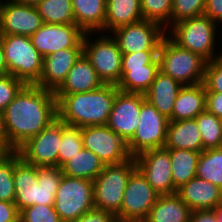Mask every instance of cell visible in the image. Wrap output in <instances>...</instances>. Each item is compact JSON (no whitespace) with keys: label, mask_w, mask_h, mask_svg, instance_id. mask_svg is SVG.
<instances>
[{"label":"cell","mask_w":222,"mask_h":222,"mask_svg":"<svg viewBox=\"0 0 222 222\" xmlns=\"http://www.w3.org/2000/svg\"><path fill=\"white\" fill-rule=\"evenodd\" d=\"M19 222H62L54 206L33 205L20 212Z\"/></svg>","instance_id":"74e56055"},{"label":"cell","mask_w":222,"mask_h":222,"mask_svg":"<svg viewBox=\"0 0 222 222\" xmlns=\"http://www.w3.org/2000/svg\"><path fill=\"white\" fill-rule=\"evenodd\" d=\"M205 110L222 118V93L206 92Z\"/></svg>","instance_id":"7bdbcfd3"},{"label":"cell","mask_w":222,"mask_h":222,"mask_svg":"<svg viewBox=\"0 0 222 222\" xmlns=\"http://www.w3.org/2000/svg\"><path fill=\"white\" fill-rule=\"evenodd\" d=\"M136 168L134 157L119 164L105 165L93 180L95 208L117 216L121 210L128 179Z\"/></svg>","instance_id":"52a82bcc"},{"label":"cell","mask_w":222,"mask_h":222,"mask_svg":"<svg viewBox=\"0 0 222 222\" xmlns=\"http://www.w3.org/2000/svg\"><path fill=\"white\" fill-rule=\"evenodd\" d=\"M159 71L158 57L151 64L143 67L121 68V80L117 88L127 93L145 94Z\"/></svg>","instance_id":"83f0119b"},{"label":"cell","mask_w":222,"mask_h":222,"mask_svg":"<svg viewBox=\"0 0 222 222\" xmlns=\"http://www.w3.org/2000/svg\"><path fill=\"white\" fill-rule=\"evenodd\" d=\"M9 144L16 150L57 119L54 91L25 85L3 111Z\"/></svg>","instance_id":"6da1fadb"},{"label":"cell","mask_w":222,"mask_h":222,"mask_svg":"<svg viewBox=\"0 0 222 222\" xmlns=\"http://www.w3.org/2000/svg\"><path fill=\"white\" fill-rule=\"evenodd\" d=\"M134 158L137 168L159 195L177 193L172 181L169 149L146 150Z\"/></svg>","instance_id":"2e32d148"},{"label":"cell","mask_w":222,"mask_h":222,"mask_svg":"<svg viewBox=\"0 0 222 222\" xmlns=\"http://www.w3.org/2000/svg\"><path fill=\"white\" fill-rule=\"evenodd\" d=\"M91 34L85 33L83 39V54L90 61L97 76L103 84L117 85L121 80L122 52L117 42L107 33L97 36L94 41ZM90 35V36H89ZM92 39V40H90Z\"/></svg>","instance_id":"9c48e42d"},{"label":"cell","mask_w":222,"mask_h":222,"mask_svg":"<svg viewBox=\"0 0 222 222\" xmlns=\"http://www.w3.org/2000/svg\"><path fill=\"white\" fill-rule=\"evenodd\" d=\"M141 20L140 0H106L105 34Z\"/></svg>","instance_id":"4316f807"},{"label":"cell","mask_w":222,"mask_h":222,"mask_svg":"<svg viewBox=\"0 0 222 222\" xmlns=\"http://www.w3.org/2000/svg\"><path fill=\"white\" fill-rule=\"evenodd\" d=\"M72 222H118L114 214L93 208Z\"/></svg>","instance_id":"b9f144b4"},{"label":"cell","mask_w":222,"mask_h":222,"mask_svg":"<svg viewBox=\"0 0 222 222\" xmlns=\"http://www.w3.org/2000/svg\"><path fill=\"white\" fill-rule=\"evenodd\" d=\"M36 8L43 23L75 24L72 0H43Z\"/></svg>","instance_id":"1f68e13d"},{"label":"cell","mask_w":222,"mask_h":222,"mask_svg":"<svg viewBox=\"0 0 222 222\" xmlns=\"http://www.w3.org/2000/svg\"><path fill=\"white\" fill-rule=\"evenodd\" d=\"M20 213L14 203L0 201V222H19Z\"/></svg>","instance_id":"ee69618b"},{"label":"cell","mask_w":222,"mask_h":222,"mask_svg":"<svg viewBox=\"0 0 222 222\" xmlns=\"http://www.w3.org/2000/svg\"><path fill=\"white\" fill-rule=\"evenodd\" d=\"M159 196L136 168L128 179L117 221L143 222Z\"/></svg>","instance_id":"8fae6325"},{"label":"cell","mask_w":222,"mask_h":222,"mask_svg":"<svg viewBox=\"0 0 222 222\" xmlns=\"http://www.w3.org/2000/svg\"><path fill=\"white\" fill-rule=\"evenodd\" d=\"M196 177L209 181L222 190V147L200 152Z\"/></svg>","instance_id":"4dcf8cb0"},{"label":"cell","mask_w":222,"mask_h":222,"mask_svg":"<svg viewBox=\"0 0 222 222\" xmlns=\"http://www.w3.org/2000/svg\"><path fill=\"white\" fill-rule=\"evenodd\" d=\"M105 165L93 152L82 148L72 159L60 168L65 176L83 178L93 181L104 169Z\"/></svg>","instance_id":"f1b7e54d"},{"label":"cell","mask_w":222,"mask_h":222,"mask_svg":"<svg viewBox=\"0 0 222 222\" xmlns=\"http://www.w3.org/2000/svg\"><path fill=\"white\" fill-rule=\"evenodd\" d=\"M218 25L209 17L201 15L176 22L167 29L170 31H166V34L179 47L210 61L222 57V52H215L217 51L215 44L218 43L216 32Z\"/></svg>","instance_id":"277c9868"},{"label":"cell","mask_w":222,"mask_h":222,"mask_svg":"<svg viewBox=\"0 0 222 222\" xmlns=\"http://www.w3.org/2000/svg\"><path fill=\"white\" fill-rule=\"evenodd\" d=\"M169 119L145 100L141 105L138 128L127 143L132 157L150 150L164 148Z\"/></svg>","instance_id":"30bf717a"},{"label":"cell","mask_w":222,"mask_h":222,"mask_svg":"<svg viewBox=\"0 0 222 222\" xmlns=\"http://www.w3.org/2000/svg\"><path fill=\"white\" fill-rule=\"evenodd\" d=\"M14 151L0 156V201H15Z\"/></svg>","instance_id":"d590c367"},{"label":"cell","mask_w":222,"mask_h":222,"mask_svg":"<svg viewBox=\"0 0 222 222\" xmlns=\"http://www.w3.org/2000/svg\"><path fill=\"white\" fill-rule=\"evenodd\" d=\"M205 103L206 88L203 83L185 85L178 93L169 121L195 119L205 111Z\"/></svg>","instance_id":"cb8c5ba5"},{"label":"cell","mask_w":222,"mask_h":222,"mask_svg":"<svg viewBox=\"0 0 222 222\" xmlns=\"http://www.w3.org/2000/svg\"><path fill=\"white\" fill-rule=\"evenodd\" d=\"M62 176L61 168L36 167L24 162L14 151V204L19 213L33 205L54 206Z\"/></svg>","instance_id":"3957f363"},{"label":"cell","mask_w":222,"mask_h":222,"mask_svg":"<svg viewBox=\"0 0 222 222\" xmlns=\"http://www.w3.org/2000/svg\"><path fill=\"white\" fill-rule=\"evenodd\" d=\"M167 30L160 24L141 20L119 27L111 35L117 42L122 54L139 51H159L160 44L167 35Z\"/></svg>","instance_id":"4fadbf2b"},{"label":"cell","mask_w":222,"mask_h":222,"mask_svg":"<svg viewBox=\"0 0 222 222\" xmlns=\"http://www.w3.org/2000/svg\"><path fill=\"white\" fill-rule=\"evenodd\" d=\"M55 211L62 222H72L95 208L94 183L63 175L56 191Z\"/></svg>","instance_id":"ba28073f"},{"label":"cell","mask_w":222,"mask_h":222,"mask_svg":"<svg viewBox=\"0 0 222 222\" xmlns=\"http://www.w3.org/2000/svg\"><path fill=\"white\" fill-rule=\"evenodd\" d=\"M84 36L85 32L76 24L43 23L30 38L33 46L44 58L58 50L83 48Z\"/></svg>","instance_id":"9a60e30c"},{"label":"cell","mask_w":222,"mask_h":222,"mask_svg":"<svg viewBox=\"0 0 222 222\" xmlns=\"http://www.w3.org/2000/svg\"><path fill=\"white\" fill-rule=\"evenodd\" d=\"M190 222H219L214 210L191 211Z\"/></svg>","instance_id":"bcb514c9"},{"label":"cell","mask_w":222,"mask_h":222,"mask_svg":"<svg viewBox=\"0 0 222 222\" xmlns=\"http://www.w3.org/2000/svg\"><path fill=\"white\" fill-rule=\"evenodd\" d=\"M158 57V51H139L122 55L121 68H137L151 64Z\"/></svg>","instance_id":"60d3db41"},{"label":"cell","mask_w":222,"mask_h":222,"mask_svg":"<svg viewBox=\"0 0 222 222\" xmlns=\"http://www.w3.org/2000/svg\"><path fill=\"white\" fill-rule=\"evenodd\" d=\"M83 148L93 152L104 165L119 164L131 158L127 143L107 125L81 128Z\"/></svg>","instance_id":"5bb4252c"},{"label":"cell","mask_w":222,"mask_h":222,"mask_svg":"<svg viewBox=\"0 0 222 222\" xmlns=\"http://www.w3.org/2000/svg\"><path fill=\"white\" fill-rule=\"evenodd\" d=\"M103 82L97 76L90 61L82 54L68 72L66 80L55 94H76L100 88Z\"/></svg>","instance_id":"44dd1931"},{"label":"cell","mask_w":222,"mask_h":222,"mask_svg":"<svg viewBox=\"0 0 222 222\" xmlns=\"http://www.w3.org/2000/svg\"><path fill=\"white\" fill-rule=\"evenodd\" d=\"M15 1L21 4L36 6L38 3L42 2L43 0H15Z\"/></svg>","instance_id":"681fc988"},{"label":"cell","mask_w":222,"mask_h":222,"mask_svg":"<svg viewBox=\"0 0 222 222\" xmlns=\"http://www.w3.org/2000/svg\"><path fill=\"white\" fill-rule=\"evenodd\" d=\"M8 74L25 85L39 82L43 57L33 46L31 38L22 35H0Z\"/></svg>","instance_id":"8992f818"},{"label":"cell","mask_w":222,"mask_h":222,"mask_svg":"<svg viewBox=\"0 0 222 222\" xmlns=\"http://www.w3.org/2000/svg\"><path fill=\"white\" fill-rule=\"evenodd\" d=\"M215 214L219 222H222V204H219L215 209Z\"/></svg>","instance_id":"f907efd6"},{"label":"cell","mask_w":222,"mask_h":222,"mask_svg":"<svg viewBox=\"0 0 222 222\" xmlns=\"http://www.w3.org/2000/svg\"><path fill=\"white\" fill-rule=\"evenodd\" d=\"M25 84L11 74L0 76V111L3 112Z\"/></svg>","instance_id":"f35d334b"},{"label":"cell","mask_w":222,"mask_h":222,"mask_svg":"<svg viewBox=\"0 0 222 222\" xmlns=\"http://www.w3.org/2000/svg\"><path fill=\"white\" fill-rule=\"evenodd\" d=\"M16 151L8 142L3 112L0 111V152L2 154Z\"/></svg>","instance_id":"7dc6e473"},{"label":"cell","mask_w":222,"mask_h":222,"mask_svg":"<svg viewBox=\"0 0 222 222\" xmlns=\"http://www.w3.org/2000/svg\"><path fill=\"white\" fill-rule=\"evenodd\" d=\"M191 209L177 193L160 195L143 222H190Z\"/></svg>","instance_id":"484cf974"},{"label":"cell","mask_w":222,"mask_h":222,"mask_svg":"<svg viewBox=\"0 0 222 222\" xmlns=\"http://www.w3.org/2000/svg\"><path fill=\"white\" fill-rule=\"evenodd\" d=\"M164 148L202 152L204 148L196 120L169 121Z\"/></svg>","instance_id":"603a6c76"},{"label":"cell","mask_w":222,"mask_h":222,"mask_svg":"<svg viewBox=\"0 0 222 222\" xmlns=\"http://www.w3.org/2000/svg\"><path fill=\"white\" fill-rule=\"evenodd\" d=\"M206 0H172L171 25L203 15Z\"/></svg>","instance_id":"8d00e7d4"},{"label":"cell","mask_w":222,"mask_h":222,"mask_svg":"<svg viewBox=\"0 0 222 222\" xmlns=\"http://www.w3.org/2000/svg\"><path fill=\"white\" fill-rule=\"evenodd\" d=\"M83 148L81 128L62 122V139L58 148V167L60 168Z\"/></svg>","instance_id":"836d02e7"},{"label":"cell","mask_w":222,"mask_h":222,"mask_svg":"<svg viewBox=\"0 0 222 222\" xmlns=\"http://www.w3.org/2000/svg\"><path fill=\"white\" fill-rule=\"evenodd\" d=\"M8 74L7 64L5 61L4 50L0 38V76Z\"/></svg>","instance_id":"c3c4849f"},{"label":"cell","mask_w":222,"mask_h":222,"mask_svg":"<svg viewBox=\"0 0 222 222\" xmlns=\"http://www.w3.org/2000/svg\"><path fill=\"white\" fill-rule=\"evenodd\" d=\"M203 84L206 92L222 93V57L207 61Z\"/></svg>","instance_id":"ab89813d"},{"label":"cell","mask_w":222,"mask_h":222,"mask_svg":"<svg viewBox=\"0 0 222 222\" xmlns=\"http://www.w3.org/2000/svg\"><path fill=\"white\" fill-rule=\"evenodd\" d=\"M75 24L85 33H104L106 0H72Z\"/></svg>","instance_id":"d4e9b609"},{"label":"cell","mask_w":222,"mask_h":222,"mask_svg":"<svg viewBox=\"0 0 222 222\" xmlns=\"http://www.w3.org/2000/svg\"><path fill=\"white\" fill-rule=\"evenodd\" d=\"M203 15L209 17L212 21L221 25L222 24V0H206V5H205Z\"/></svg>","instance_id":"f6af8a7d"},{"label":"cell","mask_w":222,"mask_h":222,"mask_svg":"<svg viewBox=\"0 0 222 222\" xmlns=\"http://www.w3.org/2000/svg\"><path fill=\"white\" fill-rule=\"evenodd\" d=\"M177 194L191 211L214 210L222 204V190L199 177H194L183 184L177 189Z\"/></svg>","instance_id":"ffe728a7"},{"label":"cell","mask_w":222,"mask_h":222,"mask_svg":"<svg viewBox=\"0 0 222 222\" xmlns=\"http://www.w3.org/2000/svg\"><path fill=\"white\" fill-rule=\"evenodd\" d=\"M62 139V121L58 118L39 134L16 149L20 158L36 167H58V148Z\"/></svg>","instance_id":"7c38bea8"},{"label":"cell","mask_w":222,"mask_h":222,"mask_svg":"<svg viewBox=\"0 0 222 222\" xmlns=\"http://www.w3.org/2000/svg\"><path fill=\"white\" fill-rule=\"evenodd\" d=\"M82 54L83 48H68L45 56L42 73L36 85L55 92L66 80L68 72Z\"/></svg>","instance_id":"d6986e66"},{"label":"cell","mask_w":222,"mask_h":222,"mask_svg":"<svg viewBox=\"0 0 222 222\" xmlns=\"http://www.w3.org/2000/svg\"><path fill=\"white\" fill-rule=\"evenodd\" d=\"M183 85L159 71L149 90L146 100L168 119L172 116L174 102Z\"/></svg>","instance_id":"7402d4cb"},{"label":"cell","mask_w":222,"mask_h":222,"mask_svg":"<svg viewBox=\"0 0 222 222\" xmlns=\"http://www.w3.org/2000/svg\"><path fill=\"white\" fill-rule=\"evenodd\" d=\"M172 181L176 189L196 177L200 152L187 149H169Z\"/></svg>","instance_id":"f546056e"},{"label":"cell","mask_w":222,"mask_h":222,"mask_svg":"<svg viewBox=\"0 0 222 222\" xmlns=\"http://www.w3.org/2000/svg\"><path fill=\"white\" fill-rule=\"evenodd\" d=\"M158 59L160 71L183 86L203 83L207 60L179 47L167 35L160 44Z\"/></svg>","instance_id":"5b68a950"},{"label":"cell","mask_w":222,"mask_h":222,"mask_svg":"<svg viewBox=\"0 0 222 222\" xmlns=\"http://www.w3.org/2000/svg\"><path fill=\"white\" fill-rule=\"evenodd\" d=\"M145 94L118 91L107 126L126 143L134 136L139 124L141 105Z\"/></svg>","instance_id":"e0dca14e"},{"label":"cell","mask_w":222,"mask_h":222,"mask_svg":"<svg viewBox=\"0 0 222 222\" xmlns=\"http://www.w3.org/2000/svg\"><path fill=\"white\" fill-rule=\"evenodd\" d=\"M201 134L204 150L222 147L221 118L203 111L195 118Z\"/></svg>","instance_id":"d6a6232c"},{"label":"cell","mask_w":222,"mask_h":222,"mask_svg":"<svg viewBox=\"0 0 222 222\" xmlns=\"http://www.w3.org/2000/svg\"><path fill=\"white\" fill-rule=\"evenodd\" d=\"M118 91L117 85L103 84L89 92L55 94L57 118L80 128L107 125Z\"/></svg>","instance_id":"7a4b0ae2"},{"label":"cell","mask_w":222,"mask_h":222,"mask_svg":"<svg viewBox=\"0 0 222 222\" xmlns=\"http://www.w3.org/2000/svg\"><path fill=\"white\" fill-rule=\"evenodd\" d=\"M143 20L154 21L165 29L171 26L172 0H140Z\"/></svg>","instance_id":"e575fe53"},{"label":"cell","mask_w":222,"mask_h":222,"mask_svg":"<svg viewBox=\"0 0 222 222\" xmlns=\"http://www.w3.org/2000/svg\"><path fill=\"white\" fill-rule=\"evenodd\" d=\"M43 25L36 6L0 0V35L32 36Z\"/></svg>","instance_id":"ac0fdd59"}]
</instances>
